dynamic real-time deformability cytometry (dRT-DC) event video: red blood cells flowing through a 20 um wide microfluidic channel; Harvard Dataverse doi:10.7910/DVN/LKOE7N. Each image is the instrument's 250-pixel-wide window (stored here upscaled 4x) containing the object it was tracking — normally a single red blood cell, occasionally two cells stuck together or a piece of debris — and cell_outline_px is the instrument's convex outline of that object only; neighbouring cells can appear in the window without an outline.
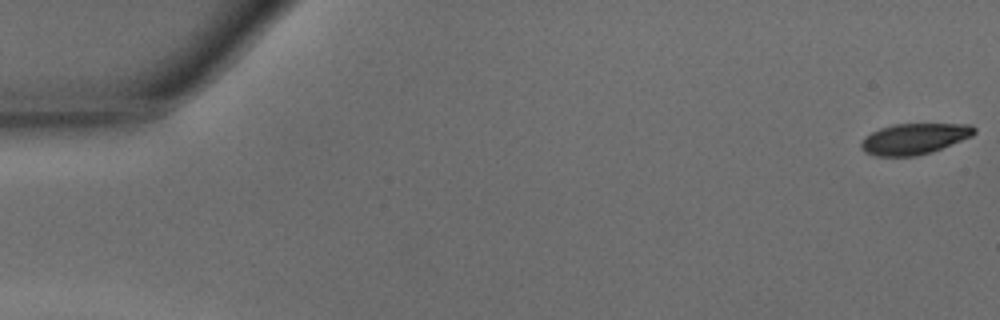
{"species": "common noctule bat (a hibernating species)", "species_latin": "Nyctalus noctula", "temperature_condition": "warm", "stored_images_in_passage": 48, "camera_frame_rate_fps": 3000, "um_per_image_px": 0.085, "animal": {"sex": "male", "body_mass_g": 15.6}, "frame": {"image": 1, "passage_image": 1, "time_ms": 0.0, "image_size_px": [1000, 320], "cell_outline_px": [[976, 132], [972, 136], [932, 152], [916, 156], [876, 156], [864, 152], [860, 148], [860, 144], [872, 132], [880, 128], [892, 124], [972, 124], [976, 128]], "centroid_in_image_um": [77.73, 11.8], "position_along_channel_um": 7.3, "area_um2": 20.35}}
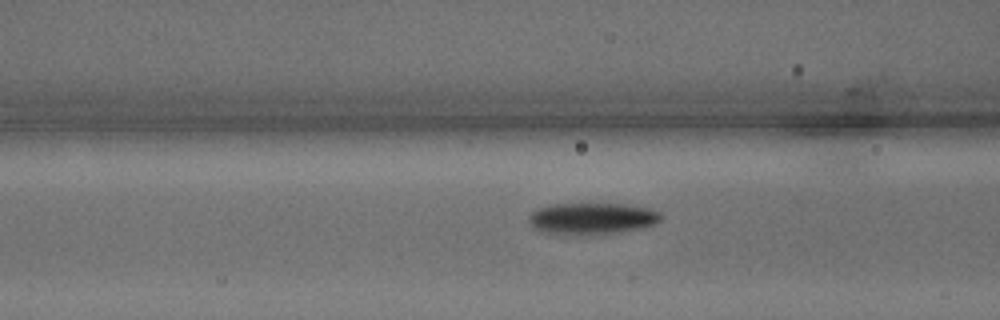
{"frame": {"image": 2, "passage_image": 19, "time_ms": 6.0, "image_size_px": [1000, 320], "cell_outline_px": [[664, 216], [656, 224], [644, 228], [620, 232], [592, 236], [548, 232], [536, 228], [528, 220], [528, 216], [536, 208], [552, 204], [624, 204], [652, 208], [660, 212]], "centroid_in_image_um": [50.41, 18.57], "position_along_channel_um": 116.2, "area_um2": 24.62}}
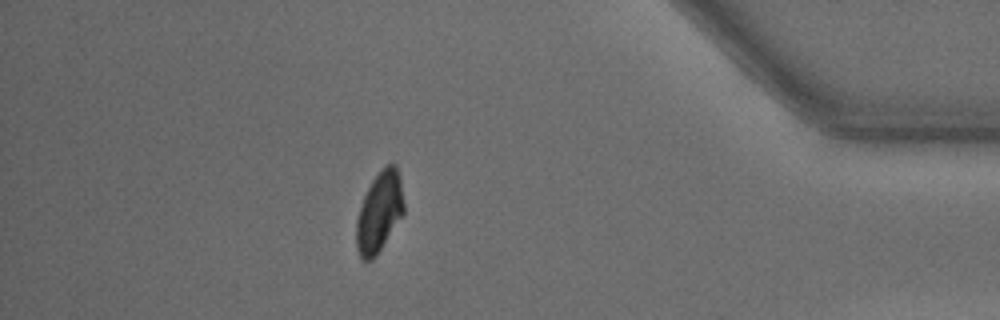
{"frame": {"image": 3, "passage_image": 42, "time_ms": 13.667, "image_size_px": [1000, 320], "cell_outline_px": [[404, 212], [376, 256], [372, 260], [364, 260], [360, 256], [356, 248], [356, 220], [360, 204], [372, 180], [388, 164], [396, 164], [400, 176], [404, 204]], "centroid_in_image_um": [32.23, 18.03], "position_along_channel_um": 403.0, "area_um2": 22.02}, "authors_computed_cell_mechanics": {"area_um2": 22.7154, "velocity_mm_per_s": 4.2796, "shape_relaxation_time_tau1_ms": 2.4346, "shape_relaxation_time_tau2_ms": null, "deformation_change_tau1": 0.1288, "deformation_change_tau2": null}}